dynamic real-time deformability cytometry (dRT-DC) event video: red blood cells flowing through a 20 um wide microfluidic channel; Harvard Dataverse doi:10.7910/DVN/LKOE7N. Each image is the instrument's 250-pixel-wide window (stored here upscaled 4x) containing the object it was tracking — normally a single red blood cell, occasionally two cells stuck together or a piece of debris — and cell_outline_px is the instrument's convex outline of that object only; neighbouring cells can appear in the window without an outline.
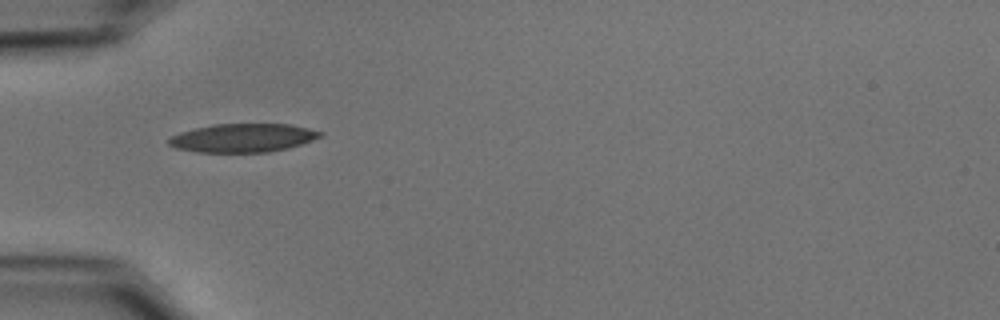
{"species": "common noctule bat (a hibernating species)", "species_latin": "Nyctalus noctula", "temperature_condition": "cold", "stored_images_in_passage": 37, "camera_frame_rate_fps": 3000, "um_per_image_px": 0.085, "animal": {"sex": "male", "body_mass_g": 15.6}, "frame": {"image": 1, "passage_image": 1, "time_ms": 0.0, "image_size_px": [1000, 320], "cell_outline_px": [[324, 132], [320, 136], [312, 140], [288, 148], [268, 152], [196, 152], [176, 148], [168, 144], [168, 140], [172, 136], [180, 132], [212, 124], [288, 124], [308, 128]], "centroid_in_image_um": [20.63, 11.72], "position_along_channel_um": 64.4, "area_um2": 25.03}}
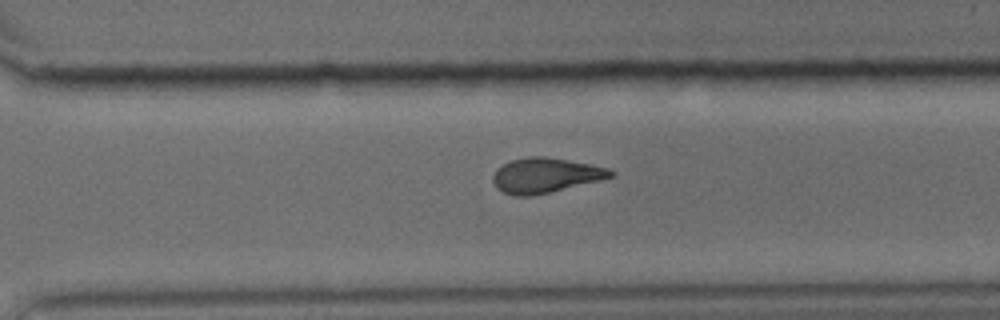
{"frame": {"image": 2, "passage_image": 22, "time_ms": 7.0, "image_size_px": [1000, 320], "cell_outline_px": [[616, 176], [532, 196], [512, 196], [496, 188], [492, 180], [492, 176], [504, 164], [512, 160], [528, 156], [544, 156], [568, 160], [608, 168], [616, 172]], "centroid_in_image_um": [46.36, 14.91], "position_along_channel_um": 324.2, "area_um2": 23.7}}
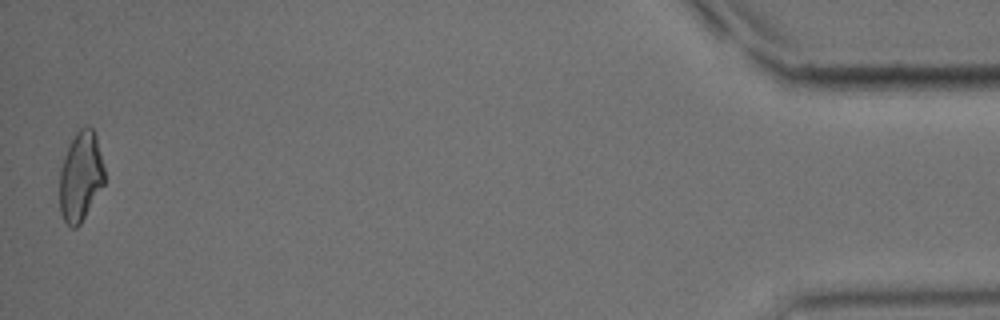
{"frame": {"image": 3, "passage_image": 37, "time_ms": 12.0, "image_size_px": [1000, 320], "cell_outline_px": [[104, 184], [80, 224], [76, 228], [72, 228], [64, 220], [60, 212], [60, 168], [64, 156], [76, 132], [84, 124], [92, 128], [96, 136], [104, 168]], "centroid_in_image_um": [6.85, 14.99], "position_along_channel_um": 428.4, "area_um2": 23.24}, "authors_computed_cell_mechanics": {"area_um2": 23.987, "velocity_mm_per_s": 3.7386, "shape_relaxation_time_tau1_ms": 6.6299, "shape_relaxation_time_tau2_ms": 2.4853, "deformation_change_tau1": 0.1777, "deformation_change_tau2": 0.0955}}